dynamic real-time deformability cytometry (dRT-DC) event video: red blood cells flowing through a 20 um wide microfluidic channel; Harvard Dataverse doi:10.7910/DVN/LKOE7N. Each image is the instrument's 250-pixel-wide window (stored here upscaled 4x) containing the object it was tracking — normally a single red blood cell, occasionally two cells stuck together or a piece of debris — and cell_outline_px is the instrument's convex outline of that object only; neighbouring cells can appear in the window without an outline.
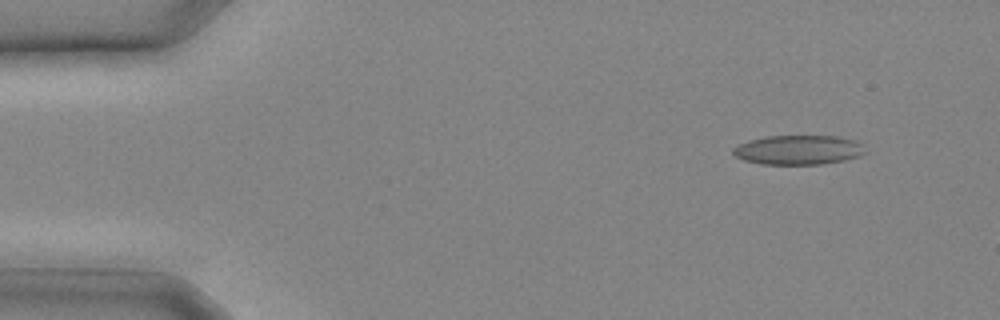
{"species": "common noctule bat (a hibernating species)", "species_latin": "Nyctalus noctula", "temperature_condition": "cold", "stored_images_in_passage": 5, "camera_frame_rate_fps": 3000, "um_per_image_px": 0.085, "animal": {"sex": "male", "body_mass_g": 20.4}, "frame": {"image": 1, "passage_image": 1, "time_ms": 0.0, "image_size_px": [1000, 320], "cell_outline_px": [[864, 152], [860, 156], [844, 160], [820, 164], [760, 164], [744, 160], [736, 156], [732, 152], [732, 148], [736, 144], [748, 140], [764, 136], [836, 136], [856, 140], [860, 144]], "centroid_in_image_um": [67.8, 12.73], "position_along_channel_um": 17.2, "area_um2": 22.66}}